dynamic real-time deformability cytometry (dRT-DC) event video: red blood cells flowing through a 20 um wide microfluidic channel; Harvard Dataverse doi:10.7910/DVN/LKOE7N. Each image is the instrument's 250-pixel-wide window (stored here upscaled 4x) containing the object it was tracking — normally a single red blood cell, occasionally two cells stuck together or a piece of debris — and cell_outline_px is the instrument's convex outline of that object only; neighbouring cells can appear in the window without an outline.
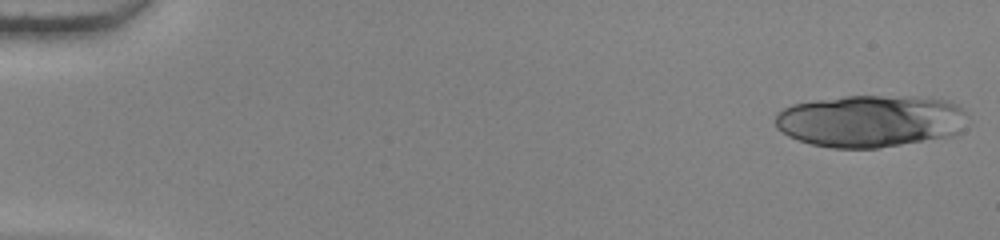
{"species": "human", "species_latin": "Homo sapiens", "temperature_condition": "warm", "stored_images_in_passage": 20, "camera_frame_rate_fps": 3000, "um_per_image_px": 0.085, "donor": {"sex": "female"}, "frame": {"image": 1, "passage_image": 1, "time_ms": 0.0, "image_size_px": [1000, 240], "cell_outline_px": [[968, 116], [960, 132], [956, 136], [880, 148], [832, 148], [812, 144], [788, 136], [776, 128], [776, 112], [792, 104], [816, 100], [844, 96], [912, 96], [948, 100], [956, 104]], "centroid_in_image_um": [74.02, 10.29], "position_along_channel_um": 11.0, "area_um2": 59.07}}
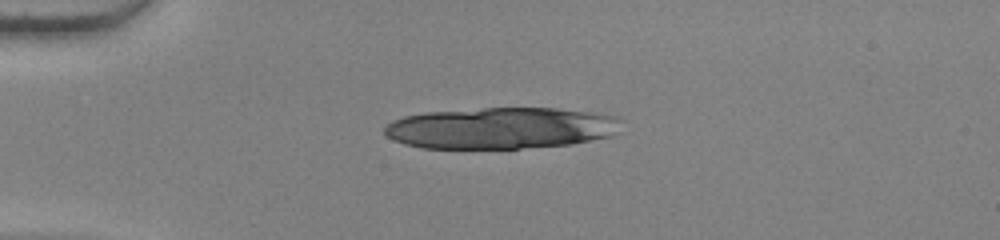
{"frame": {"image": 2, "passage_image": 13, "time_ms": 4.0, "image_size_px": [1000, 240], "cell_outline_px": [[620, 120], [616, 132], [612, 136], [572, 144], [520, 148], [420, 148], [404, 144], [392, 140], [384, 132], [384, 128], [392, 120], [404, 116], [428, 112], [484, 108], [560, 108], [592, 112], [620, 116]], "centroid_in_image_um": [42.59, 10.88], "position_along_channel_um": 42.4, "area_um2": 57.34}}